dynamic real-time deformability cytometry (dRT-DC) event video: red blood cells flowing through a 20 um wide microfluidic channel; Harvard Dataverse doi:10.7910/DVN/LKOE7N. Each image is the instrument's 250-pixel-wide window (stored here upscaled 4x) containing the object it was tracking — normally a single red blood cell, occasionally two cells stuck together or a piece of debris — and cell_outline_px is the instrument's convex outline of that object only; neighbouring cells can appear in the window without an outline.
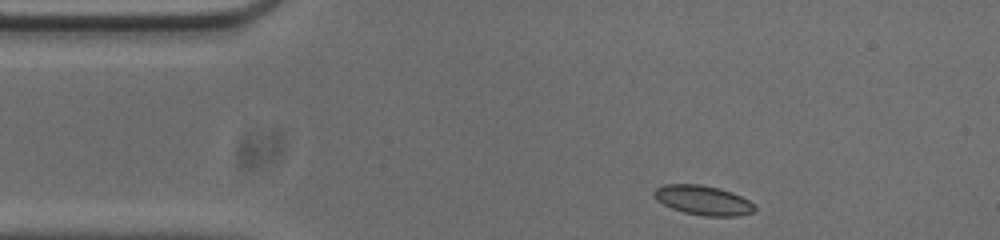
{"species": "common noctule bat (a hibernating species)", "species_latin": "Nyctalus noctula", "temperature_condition": "cold", "stored_images_in_passage": 47, "camera_frame_rate_fps": 3000, "um_per_image_px": 0.085, "animal": {"sex": "male", "body_mass_g": 20.0, "forearm_length_mm": 53.3}, "frame": {"image": 1, "passage_image": 1, "time_ms": 0.0, "image_size_px": [1000, 240], "cell_outline_px": [[756, 208], [752, 212], [740, 216], [704, 216], [684, 212], [672, 208], [656, 200], [652, 196], [652, 192], [656, 188], [664, 184], [700, 184], [720, 188], [732, 192], [748, 200]], "centroid_in_image_um": [59.73, 17.01], "position_along_channel_um": 25.3, "area_um2": 17.34}}
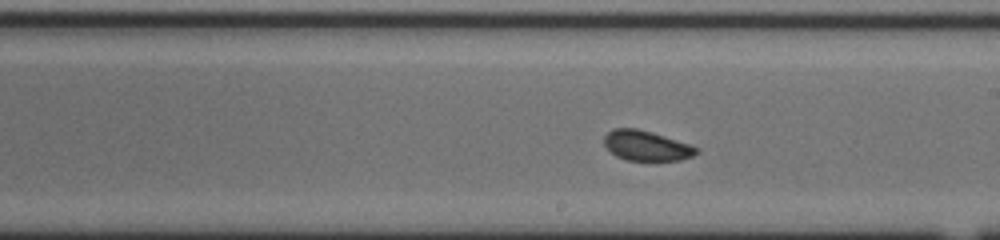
{"frame": {"image": 2, "passage_image": 22, "time_ms": 7.0, "image_size_px": [1000, 240], "cell_outline_px": [[700, 152], [692, 156], [680, 160], [628, 160], [616, 156], [604, 144], [604, 136], [612, 128], [636, 128], [652, 132], [700, 148]], "centroid_in_image_um": [54.95, 12.38], "position_along_channel_um": 234.1, "area_um2": 16.01}}
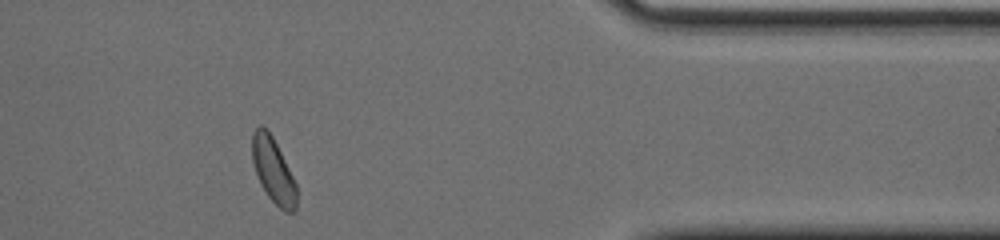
{"frame": {"image": 3, "passage_image": 37, "time_ms": 12.0, "image_size_px": [1000, 240], "cell_outline_px": [[296, 208], [292, 212], [284, 212], [268, 196], [260, 184], [252, 160], [252, 136], [256, 128], [260, 124], [272, 136], [296, 184]], "centroid_in_image_um": [23.21, 14.51], "position_along_channel_um": 388.2, "area_um2": 16.36}, "authors_computed_cell_mechanics": {"area_um2": 16.7042, "velocity_mm_per_s": 3.684, "shape_relaxation_time_tau1_ms": 2.1378, "shape_relaxation_time_tau2_ms": 2.9781, "deformation_change_tau1": 0.0472, "deformation_change_tau2": 0.0516}}